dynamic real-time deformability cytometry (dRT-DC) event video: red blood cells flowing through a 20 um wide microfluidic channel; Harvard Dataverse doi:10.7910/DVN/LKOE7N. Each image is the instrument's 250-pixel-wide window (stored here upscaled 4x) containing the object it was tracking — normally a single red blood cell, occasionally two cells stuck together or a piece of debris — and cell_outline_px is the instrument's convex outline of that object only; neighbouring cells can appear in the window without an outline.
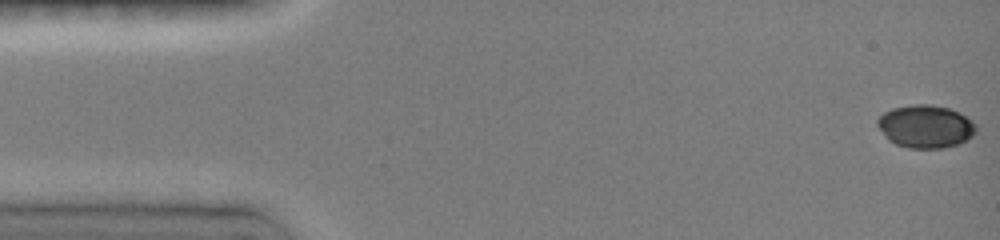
{"species": "common noctule bat (a hibernating species)", "species_latin": "Nyctalus noctula", "temperature_condition": "room temperature", "stored_images_in_passage": 48, "camera_frame_rate_fps": 3000, "um_per_image_px": 0.085, "animal": {"sex": "female", "body_mass_g": 19.0, "forearm_length_mm": 51.5}, "frame": {"image": 1, "passage_image": 1, "time_ms": 0.0, "image_size_px": [1000, 240], "cell_outline_px": [[976, 132], [972, 136], [960, 144], [944, 148], [908, 148], [896, 144], [888, 140], [876, 124], [876, 120], [884, 112], [892, 108], [912, 104], [932, 104], [948, 108], [960, 112], [972, 120], [976, 124]], "centroid_in_image_um": [78.68, 10.74], "position_along_channel_um": 6.3, "area_um2": 24.91}}
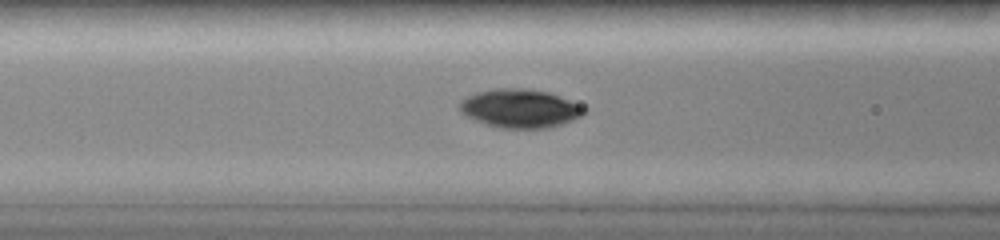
{"frame": {"image": 2, "passage_image": 19, "time_ms": 6.0, "image_size_px": [1000, 240], "cell_outline_px": [[588, 108], [580, 116], [564, 124], [548, 128], [500, 128], [484, 124], [460, 112], [460, 100], [476, 92], [500, 88], [520, 88], [548, 92], [580, 104]], "centroid_in_image_um": [44.21, 9.22], "position_along_channel_um": 122.4, "area_um2": 27.92}}
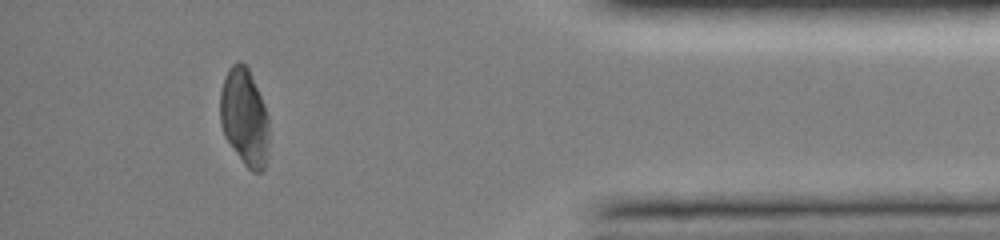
{"frame": {"image": 3, "passage_image": 43, "time_ms": 14.0, "image_size_px": [1000, 240], "cell_outline_px": [[268, 156], [264, 168], [260, 172], [252, 172], [244, 164], [224, 136], [220, 124], [220, 92], [228, 68], [232, 64], [240, 60], [248, 68], [264, 104], [268, 120]], "centroid_in_image_um": [20.77, 9.97], "position_along_channel_um": 414.4, "area_um2": 27.69}, "authors_computed_cell_mechanics": {"area_um2": 27.6573, "velocity_mm_per_s": 4.0245, "shape_relaxation_time_tau1_ms": 3.8172, "shape_relaxation_time_tau2_ms": 2.2929, "deformation_change_tau1": 0.1053, "deformation_change_tau2": 0.0217}}